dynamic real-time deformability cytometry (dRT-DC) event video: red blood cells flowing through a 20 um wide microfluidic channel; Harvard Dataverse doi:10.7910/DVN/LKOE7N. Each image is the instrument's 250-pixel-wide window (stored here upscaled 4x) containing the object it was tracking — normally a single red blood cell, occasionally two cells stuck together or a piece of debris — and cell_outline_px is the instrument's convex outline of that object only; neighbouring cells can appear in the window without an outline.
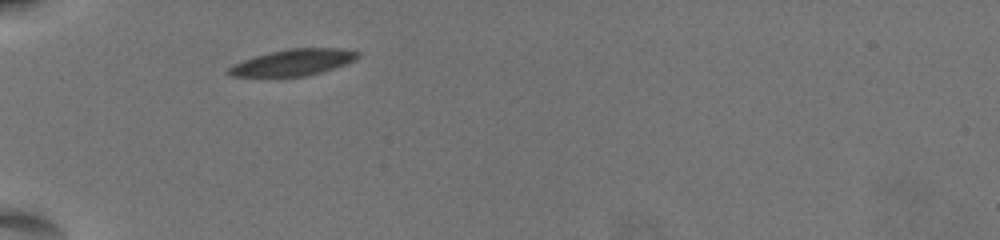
{"species": "common noctule bat (a hibernating species)", "species_latin": "Nyctalus noctula", "temperature_condition": "warm", "stored_images_in_passage": 29, "camera_frame_rate_fps": 3000, "um_per_image_px": 0.085, "animal": {"sex": "female", "body_mass_g": 19.5, "forearm_length_mm": 54.1}, "frame": {"image": 1, "passage_image": 1, "time_ms": 0.0, "image_size_px": [1000, 240], "cell_outline_px": [[360, 56], [344, 64], [320, 72], [304, 76], [232, 76], [224, 72], [228, 68], [244, 60], [256, 56], [288, 48], [340, 48], [360, 52]], "centroid_in_image_um": [24.91, 5.3], "position_along_channel_um": 60.1, "area_um2": 19.36}}
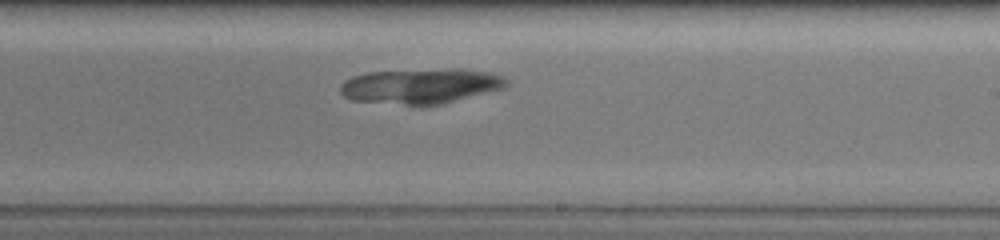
{"frame": {"image": 2, "passage_image": 14, "time_ms": 4.333, "image_size_px": [1000, 240], "cell_outline_px": [[508, 84], [504, 88], [444, 104], [424, 108], [412, 108], [352, 100], [344, 96], [340, 92], [340, 88], [352, 76], [368, 72], [452, 68], [460, 68], [488, 72], [504, 76], [508, 80]], "centroid_in_image_um": [35.79, 7.36], "position_along_channel_um": 253.2, "area_um2": 35.2}}
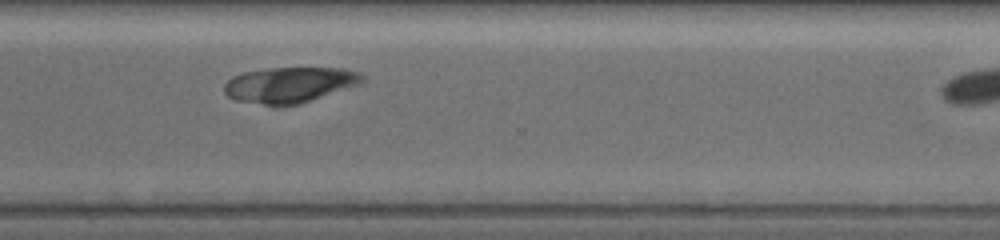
{"frame": {"image": 3, "passage_image": 22, "time_ms": 7.0, "image_size_px": [1000, 240], "cell_outline_px": [[364, 80], [356, 84], [300, 104], [284, 108], [272, 108], [236, 100], [228, 96], [224, 92], [224, 84], [232, 76], [244, 72], [268, 68], [344, 68], [360, 72], [364, 76]], "centroid_in_image_um": [24.54, 7.24], "position_along_channel_um": 346.1, "area_um2": 29.07}}